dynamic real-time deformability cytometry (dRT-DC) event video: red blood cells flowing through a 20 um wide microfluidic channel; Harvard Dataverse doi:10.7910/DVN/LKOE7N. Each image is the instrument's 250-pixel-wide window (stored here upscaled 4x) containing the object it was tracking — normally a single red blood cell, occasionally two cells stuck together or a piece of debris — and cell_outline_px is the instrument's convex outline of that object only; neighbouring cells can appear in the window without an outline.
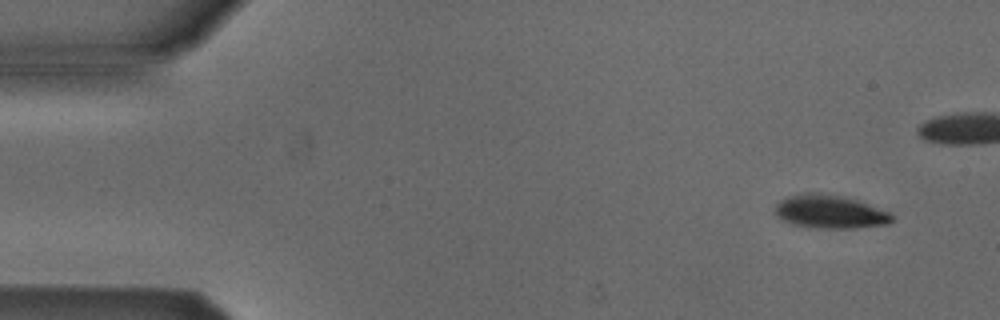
{"species": "Egyptian fruit bat (a non-hibernating species)", "species_latin": "Rousettus aegyptiacus", "temperature_condition": "cold", "stored_images_in_passage": 5, "camera_frame_rate_fps": 3000, "um_per_image_px": 0.085, "animal": {"sex": "male"}, "frame": {"image": 1, "passage_image": 1, "time_ms": 0.0, "image_size_px": [1000, 320], "cell_outline_px": [[892, 220], [888, 224], [856, 228], [820, 228], [792, 224], [784, 220], [776, 212], [776, 204], [780, 200], [788, 196], [812, 192], [816, 192], [840, 196], [856, 200], [888, 212], [892, 216]], "centroid_in_image_um": [70.54, 18.0], "position_along_channel_um": 14.5, "area_um2": 22.2}}